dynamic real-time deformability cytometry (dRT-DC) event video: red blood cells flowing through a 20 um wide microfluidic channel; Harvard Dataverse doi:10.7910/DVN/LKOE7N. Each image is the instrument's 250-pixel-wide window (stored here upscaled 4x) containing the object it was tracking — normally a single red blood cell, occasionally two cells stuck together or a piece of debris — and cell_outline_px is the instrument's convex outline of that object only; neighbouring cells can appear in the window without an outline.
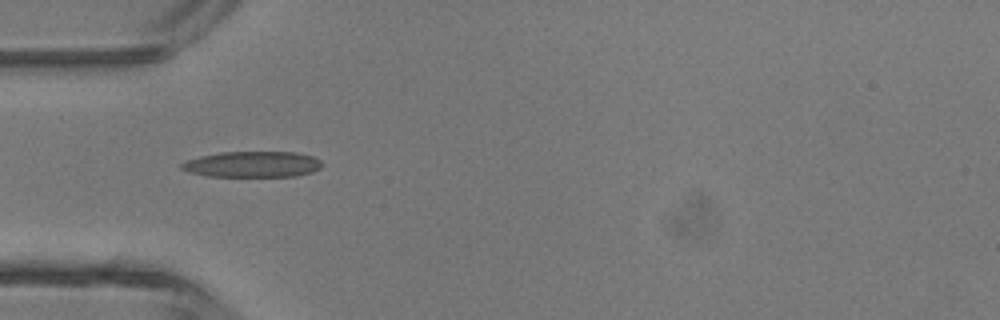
{"species": "common noctule bat (a hibernating species)", "species_latin": "Nyctalus noctula", "temperature_condition": "room temperature", "stored_images_in_passage": 1, "camera_frame_rate_fps": 3000, "um_per_image_px": 0.085, "animal": {"sex": "male", "body_mass_g": 13.3}, "frame": {"image": 1, "passage_image": 1, "time_ms": 0.0, "image_size_px": [1000, 320], "cell_outline_px": [[324, 164], [320, 168], [312, 172], [296, 176], [208, 176], [188, 172], [180, 168], [180, 164], [188, 160], [200, 156], [220, 152], [296, 152], [312, 156], [320, 160]], "centroid_in_image_um": [21.47, 13.96], "position_along_channel_um": 63.5, "area_um2": 21.21}}